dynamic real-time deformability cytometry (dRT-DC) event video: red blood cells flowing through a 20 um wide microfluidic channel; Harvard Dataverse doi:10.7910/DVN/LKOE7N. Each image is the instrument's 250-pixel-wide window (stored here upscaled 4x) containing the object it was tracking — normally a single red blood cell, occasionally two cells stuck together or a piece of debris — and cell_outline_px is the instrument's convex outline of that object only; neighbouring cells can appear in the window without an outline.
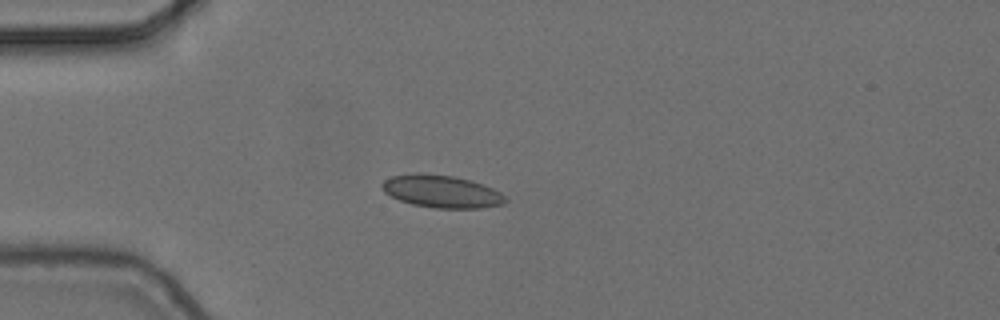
{"species": "common noctule bat (a hibernating species)", "species_latin": "Nyctalus noctula", "temperature_condition": "cold", "stored_images_in_passage": 8, "camera_frame_rate_fps": 3000, "um_per_image_px": 0.085, "animal": {"sex": "female", "body_mass_g": 24.6, "forearm_length_mm": 56.2}, "frame": {"image": 1, "passage_image": 3, "time_ms": 0.667, "image_size_px": [1000, 320], "cell_outline_px": [[508, 200], [504, 204], [480, 208], [436, 208], [412, 204], [400, 200], [384, 192], [380, 184], [384, 180], [392, 176], [416, 172], [420, 172], [452, 176], [484, 184], [500, 192]], "centroid_in_image_um": [37.52, 16.26], "position_along_channel_um": 47.5, "area_um2": 23.41}}
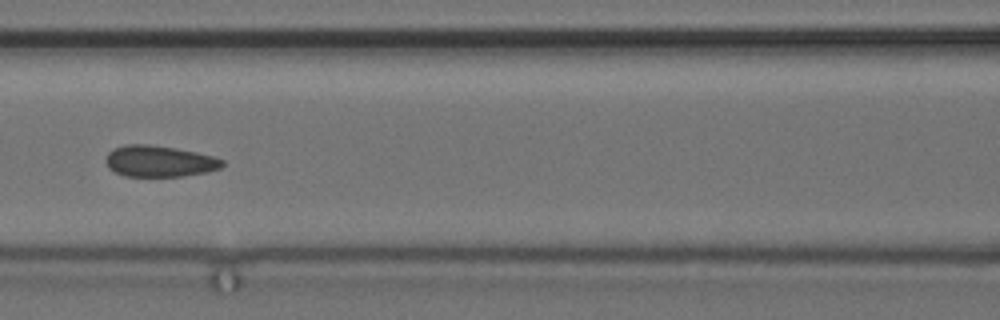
{"frame": {"image": 2, "passage_image": 6, "time_ms": 1.667, "image_size_px": [1000, 320], "cell_outline_px": [[224, 164], [220, 168], [204, 172], [180, 176], [124, 176], [108, 168], [108, 152], [124, 144], [148, 144], [176, 148], [196, 152], [212, 156], [224, 160]], "centroid_in_image_um": [13.55, 13.7], "position_along_channel_um": 153.0, "area_um2": 20.92}}
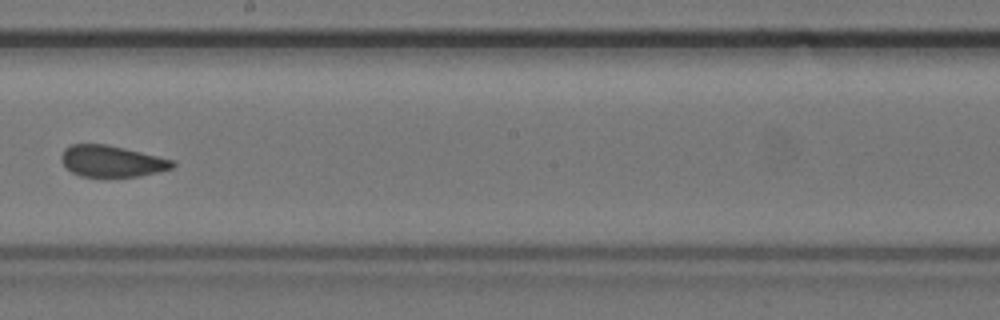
{"frame": {"image": 3, "passage_image": 8, "time_ms": 2.333, "image_size_px": [1000, 320], "cell_outline_px": [[176, 164], [172, 168], [140, 176], [80, 176], [72, 172], [60, 160], [60, 156], [64, 148], [72, 144], [108, 144], [176, 160]], "centroid_in_image_um": [9.51, 13.68], "position_along_channel_um": 238.7, "area_um2": 20.35}}